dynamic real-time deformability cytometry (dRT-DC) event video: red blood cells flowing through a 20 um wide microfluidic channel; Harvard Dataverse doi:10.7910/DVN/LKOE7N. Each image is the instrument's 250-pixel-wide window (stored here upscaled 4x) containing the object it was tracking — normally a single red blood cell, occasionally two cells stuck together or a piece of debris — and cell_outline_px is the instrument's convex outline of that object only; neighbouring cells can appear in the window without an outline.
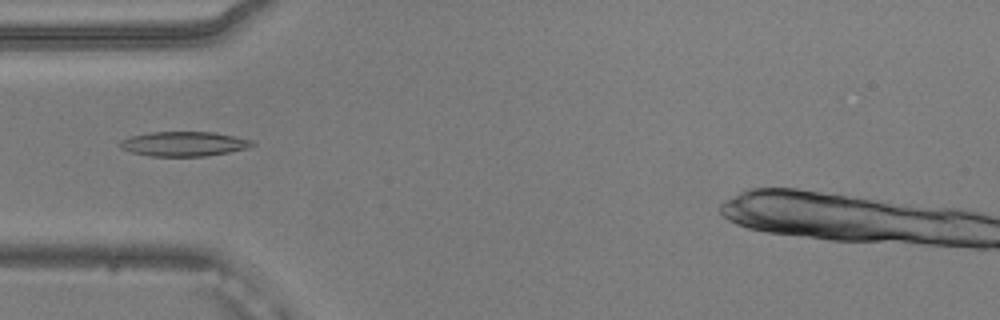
{"species": "common noctule bat (a hibernating species)", "species_latin": "Nyctalus noctula", "temperature_condition": "warm", "stored_images_in_passage": 50, "camera_frame_rate_fps": 3000, "um_per_image_px": 0.085, "animal": {"sex": "male", "body_mass_g": 20.5, "forearm_length_mm": 52.5}, "frame": {"image": 1, "passage_image": 16, "time_ms": 5.0, "image_size_px": [1000, 320], "cell_outline_px": [[256, 144], [248, 148], [208, 156], [152, 156], [132, 152], [120, 148], [120, 140], [132, 136], [152, 132], [212, 132], [252, 140]], "centroid_in_image_um": [15.64, 12.23], "position_along_channel_um": 69.4, "area_um2": 18.79}}
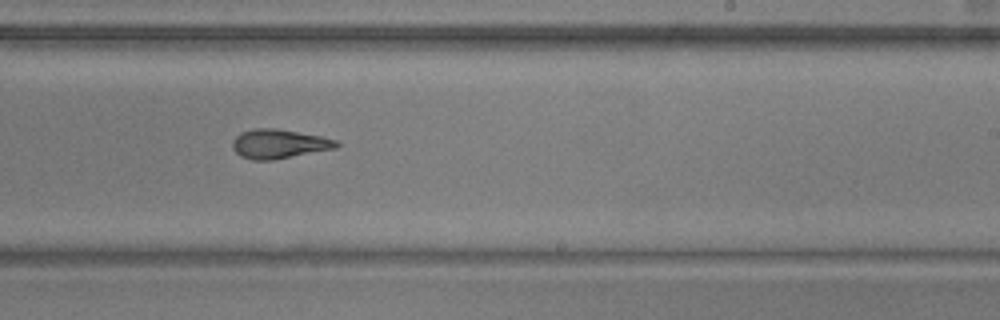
{"frame": {"image": 2, "passage_image": 31, "time_ms": 10.0, "image_size_px": [1000, 320], "cell_outline_px": [[340, 144], [336, 148], [272, 160], [252, 160], [240, 156], [232, 148], [232, 140], [240, 132], [252, 128], [276, 128], [324, 136], [336, 140]], "centroid_in_image_um": [23.69, 12.21], "position_along_channel_um": 265.3, "area_um2": 17.86}}
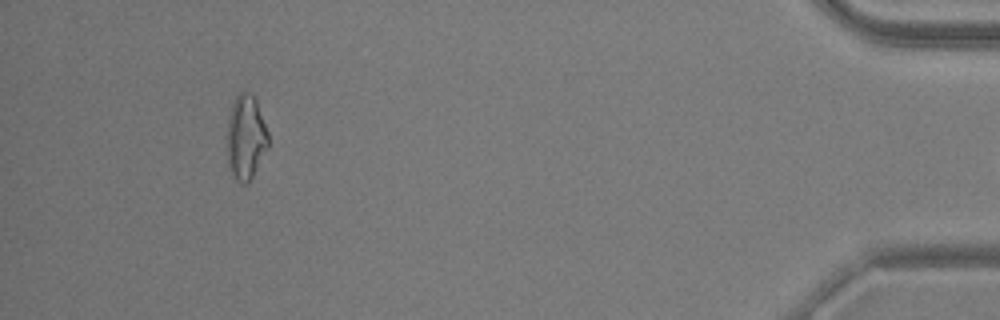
{"frame": {"image": 3, "passage_image": 48, "time_ms": 15.667, "image_size_px": [1000, 320], "cell_outline_px": [[268, 148], [248, 184], [240, 184], [232, 176], [228, 164], [224, 136], [228, 116], [232, 100], [240, 92], [248, 92], [256, 100], [268, 132]], "centroid_in_image_um": [20.84, 11.69], "position_along_channel_um": 414.4, "area_um2": 21.04}, "authors_computed_cell_mechanics": {"area_um2": 18.0914, "velocity_mm_per_s": 3.9038, "shape_relaxation_time_tau1_ms": null, "shape_relaxation_time_tau2_ms": 2.9451, "deformation_change_tau1": null, "deformation_change_tau2": 0.1188}}